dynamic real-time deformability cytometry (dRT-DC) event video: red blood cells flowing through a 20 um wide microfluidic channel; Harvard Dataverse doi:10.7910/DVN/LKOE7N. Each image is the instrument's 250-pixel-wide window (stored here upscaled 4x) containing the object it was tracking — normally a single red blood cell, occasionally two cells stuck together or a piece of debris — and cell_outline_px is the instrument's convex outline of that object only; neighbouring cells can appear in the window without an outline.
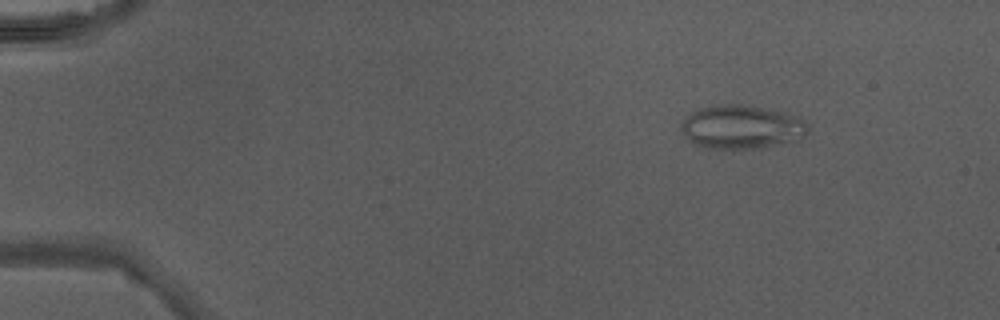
{"species": "Egyptian fruit bat (a non-hibernating species)", "species_latin": "Rousettus aegyptiacus", "temperature_condition": "warm", "stored_images_in_passage": 47, "camera_frame_rate_fps": 3000, "um_per_image_px": 0.085, "animal": {"sex": "male"}, "frame": {"image": 1, "passage_image": 7, "time_ms": 2.0, "image_size_px": [1000, 320], "cell_outline_px": [[808, 132], [804, 136], [796, 140], [764, 148], [704, 148], [688, 140], [684, 136], [680, 128], [680, 124], [692, 112], [700, 108], [716, 104], [740, 104], [788, 112], [804, 120], [808, 124]], "centroid_in_image_um": [63.05, 10.79], "position_along_channel_um": 22.0, "area_um2": 32.48}}
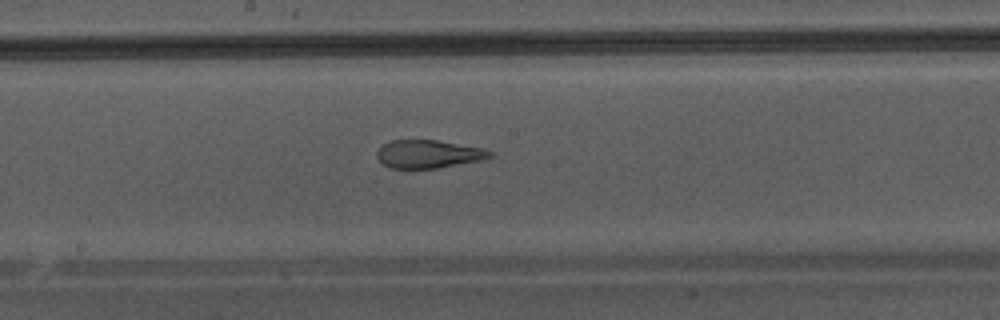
{"frame": {"image": 2, "passage_image": 27, "time_ms": 8.667, "image_size_px": [1000, 320], "cell_outline_px": [[492, 156], [480, 160], [436, 168], [388, 168], [376, 156], [376, 152], [384, 144], [392, 140], [440, 140], [484, 148], [492, 152]], "centroid_in_image_um": [36.41, 13.08], "position_along_channel_um": 211.8, "area_um2": 18.38}}
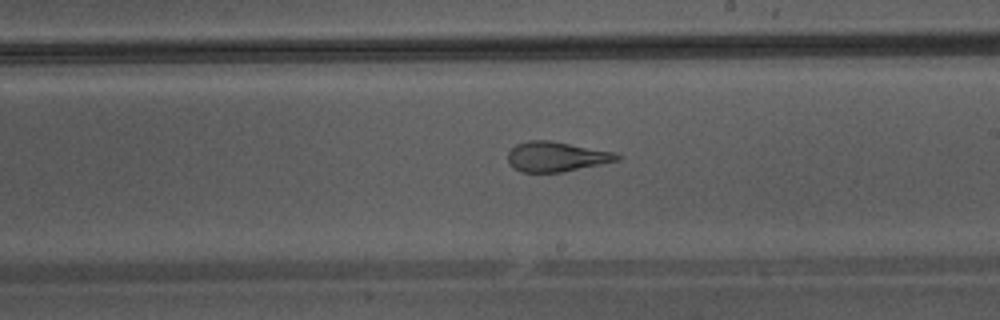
{"frame": {"image": 3, "passage_image": 29, "time_ms": 9.333, "image_size_px": [1000, 320], "cell_outline_px": [[624, 156], [620, 160], [560, 172], [520, 172], [512, 168], [508, 164], [508, 152], [516, 144], [528, 140], [552, 140], [612, 152]], "centroid_in_image_um": [47.25, 13.31], "position_along_channel_um": 241.8, "area_um2": 19.07}}